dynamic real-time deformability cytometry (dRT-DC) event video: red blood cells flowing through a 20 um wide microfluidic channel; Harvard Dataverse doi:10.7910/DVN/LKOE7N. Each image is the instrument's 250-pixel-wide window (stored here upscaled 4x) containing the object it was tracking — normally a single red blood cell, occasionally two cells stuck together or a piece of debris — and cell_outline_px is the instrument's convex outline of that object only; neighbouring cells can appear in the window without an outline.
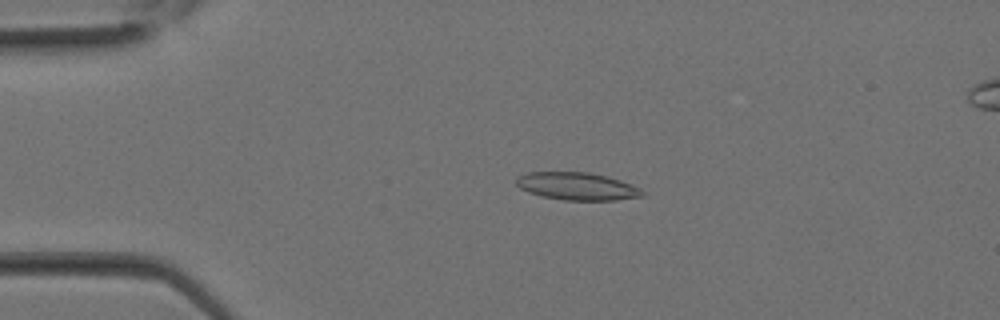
{"species": "Egyptian fruit bat (a non-hibernating species)", "species_latin": "Rousettus aegyptiacus", "temperature_condition": "room temperature", "stored_images_in_passage": 21, "camera_frame_rate_fps": 3000, "um_per_image_px": 0.085, "animal": {"sex": "female"}, "frame": {"image": 1, "passage_image": 7, "time_ms": 2.0, "image_size_px": [1000, 320], "cell_outline_px": [[644, 196], [616, 200], [564, 200], [544, 196], [528, 192], [520, 188], [516, 184], [516, 176], [528, 172], [588, 172], [620, 180], [640, 188], [644, 192]], "centroid_in_image_um": [49.04, 15.83], "position_along_channel_um": 36.0, "area_um2": 20.17}}
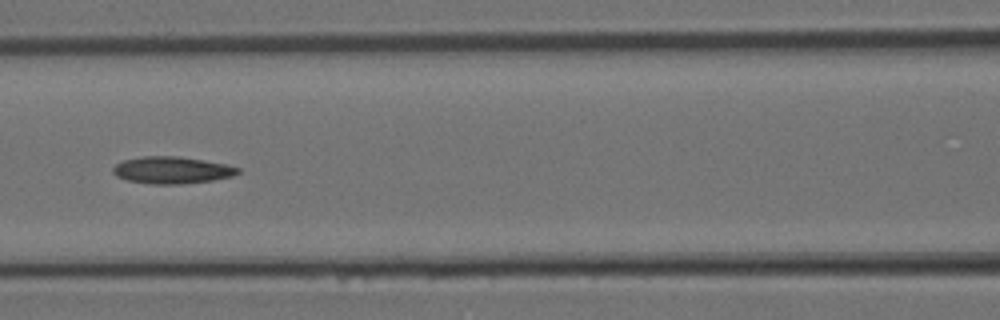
{"frame": {"image": 2, "passage_image": 14, "time_ms": 4.333, "image_size_px": [1000, 320], "cell_outline_px": [[240, 172], [232, 176], [212, 180], [180, 184], [152, 184], [128, 180], [116, 176], [112, 172], [112, 168], [116, 164], [124, 160], [144, 156], [176, 156], [224, 164], [240, 168]], "centroid_in_image_um": [14.58, 14.46], "position_along_channel_um": 152.0, "area_um2": 19.36}}
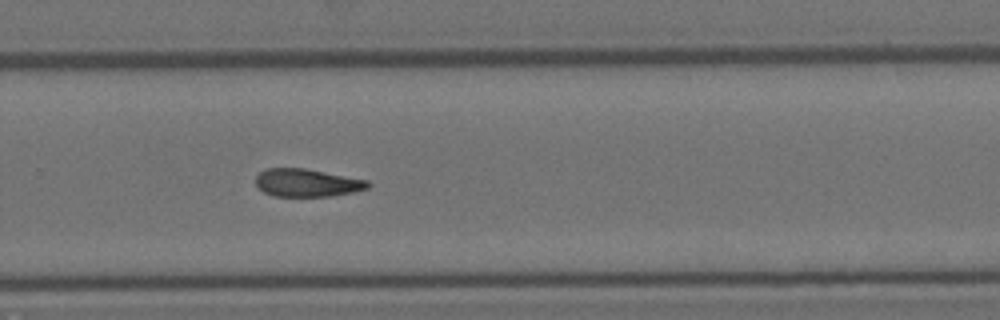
{"frame": {"image": 3, "passage_image": 21, "time_ms": 6.667, "image_size_px": [1000, 320], "cell_outline_px": [[372, 184], [368, 188], [352, 192], [332, 196], [276, 196], [264, 192], [256, 184], [256, 176], [264, 168], [304, 168], [368, 180]], "centroid_in_image_um": [26.1, 15.53], "position_along_channel_um": 303.7, "area_um2": 18.15}}